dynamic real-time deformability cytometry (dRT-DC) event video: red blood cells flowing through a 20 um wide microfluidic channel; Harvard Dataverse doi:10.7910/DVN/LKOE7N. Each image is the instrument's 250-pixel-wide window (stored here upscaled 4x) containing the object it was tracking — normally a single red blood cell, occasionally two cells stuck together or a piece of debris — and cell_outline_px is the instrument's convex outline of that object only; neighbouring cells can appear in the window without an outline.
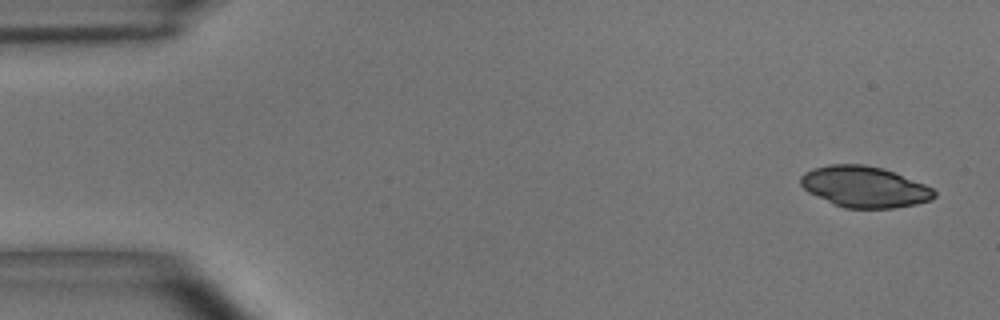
{"species": "common noctule bat (a hibernating species)", "species_latin": "Nyctalus noctula", "temperature_condition": "room temperature", "stored_images_in_passage": 4, "camera_frame_rate_fps": 3000, "um_per_image_px": 0.085, "animal": {"sex": "male", "body_mass_g": 15.6}, "frame": {"image": 1, "passage_image": 1, "time_ms": 0.0, "image_size_px": [1000, 320], "cell_outline_px": [[936, 196], [932, 200], [916, 204], [892, 208], [844, 208], [808, 192], [800, 184], [800, 176], [804, 172], [812, 168], [828, 164], [864, 164], [884, 168], [924, 184], [932, 188], [936, 192]], "centroid_in_image_um": [73.47, 15.87], "position_along_channel_um": 11.5, "area_um2": 32.02}}